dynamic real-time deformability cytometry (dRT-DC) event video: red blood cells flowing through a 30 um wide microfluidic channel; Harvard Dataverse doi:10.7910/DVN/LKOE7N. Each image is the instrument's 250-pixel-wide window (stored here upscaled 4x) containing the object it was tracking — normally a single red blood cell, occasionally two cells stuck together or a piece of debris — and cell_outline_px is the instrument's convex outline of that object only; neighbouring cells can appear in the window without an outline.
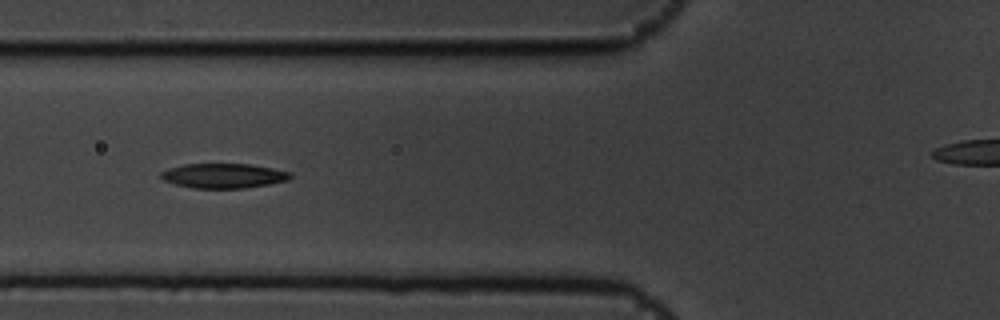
{"species": "common noctule bat (a hibernating species)", "species_latin": "Nyctalus noctula", "temperature_condition": "cold", "stored_images_in_passage": 7, "segment_of_instrument_passage": [1, 2], "camera_frame_rate_fps": 3000, "um_per_image_px": 0.085, "animal": {"sex": "male", "body_mass_g": 19.5, "forearm_length_mm": 54.6}, "frame": {"image": 1, "passage_image": 4, "time_ms": 1.0, "image_size_px": [1000, 320], "cell_outline_px": [[292, 176], [288, 180], [268, 184], [244, 188], [192, 188], [176, 184], [164, 180], [160, 176], [160, 172], [168, 168], [184, 164], [248, 164], [272, 168], [292, 172]], "centroid_in_image_um": [19.0, 14.93], "position_along_channel_um": 106.8, "area_um2": 18.55}}
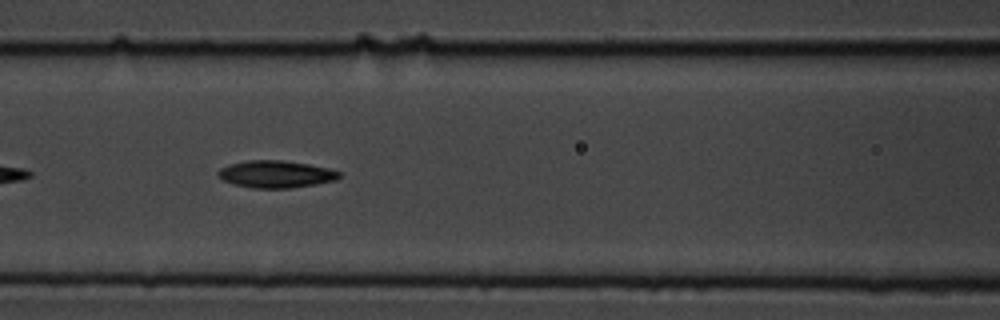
{"frame": {"image": 2, "passage_image": 5, "time_ms": 1.333, "image_size_px": [1000, 320], "cell_outline_px": [[340, 176], [336, 180], [316, 184], [292, 188], [252, 188], [232, 184], [216, 176], [216, 172], [220, 168], [228, 164], [248, 160], [280, 160], [308, 164], [328, 168], [340, 172]], "centroid_in_image_um": [23.4, 14.8], "position_along_channel_um": 143.2, "area_um2": 19.31}}
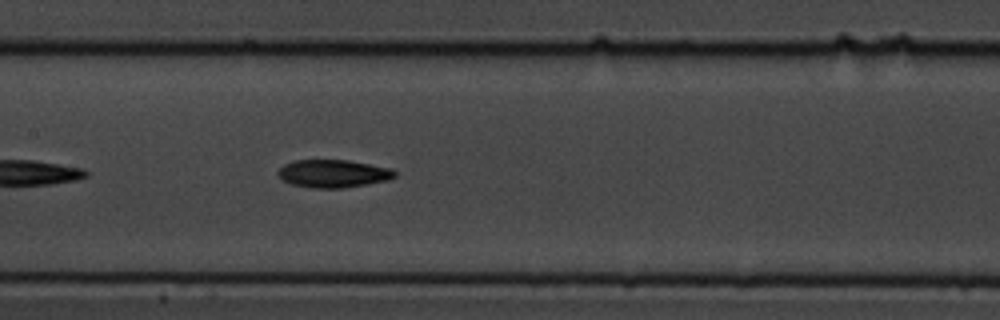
{"frame": {"image": 3, "passage_image": 6, "time_ms": 1.667, "image_size_px": [1000, 320], "cell_outline_px": [[396, 176], [388, 180], [340, 188], [312, 188], [292, 184], [280, 180], [276, 172], [284, 164], [296, 160], [348, 160], [392, 168], [396, 172]], "centroid_in_image_um": [28.29, 14.75], "position_along_channel_um": 179.1, "area_um2": 18.96}}